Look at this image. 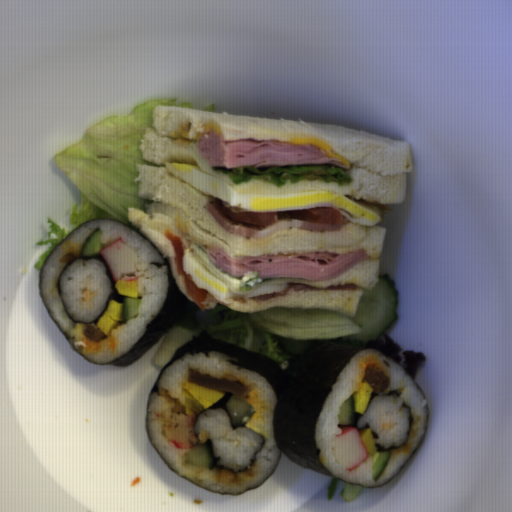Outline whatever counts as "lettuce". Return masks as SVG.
I'll use <instances>...</instances> for the list:
<instances>
[{"mask_svg": "<svg viewBox=\"0 0 512 512\" xmlns=\"http://www.w3.org/2000/svg\"><path fill=\"white\" fill-rule=\"evenodd\" d=\"M215 172L227 175L232 184L239 186L253 179H262L271 182L277 187L285 186L287 181H324L337 183L340 186L350 185L353 177L333 163L326 164H286L285 166H242L226 168L225 166H211Z\"/></svg>", "mask_w": 512, "mask_h": 512, "instance_id": "lettuce-1", "label": "lettuce"}, {"mask_svg": "<svg viewBox=\"0 0 512 512\" xmlns=\"http://www.w3.org/2000/svg\"><path fill=\"white\" fill-rule=\"evenodd\" d=\"M194 257L197 261L214 277H216L219 281L225 284L231 291L236 292H244L249 291L253 288L254 285H257L260 282L270 281L271 278H261L259 276L258 270H250L245 273L244 276H232L226 271L219 268L215 265L206 251L196 244L190 243L189 245Z\"/></svg>", "mask_w": 512, "mask_h": 512, "instance_id": "lettuce-2", "label": "lettuce"}]
</instances>
